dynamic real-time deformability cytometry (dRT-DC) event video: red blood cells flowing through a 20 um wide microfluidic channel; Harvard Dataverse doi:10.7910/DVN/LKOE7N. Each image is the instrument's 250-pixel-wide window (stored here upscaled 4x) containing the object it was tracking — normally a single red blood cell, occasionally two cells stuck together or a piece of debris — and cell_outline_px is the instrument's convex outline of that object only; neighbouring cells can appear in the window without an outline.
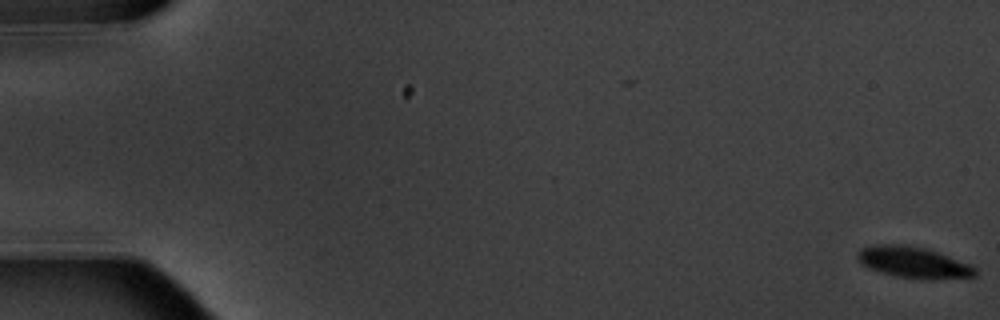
{"species": "common noctule bat (a hibernating species)", "species_latin": "Nyctalus noctula", "temperature_condition": "warm", "stored_images_in_passage": 7, "segment_of_instrument_passage": [1, 2], "camera_frame_rate_fps": 3000, "um_per_image_px": 0.085, "animal": {"sex": "male", "body_mass_g": 20.1, "forearm_length_mm": 53.5}, "frame": {"image": 1, "passage_image": 1, "time_ms": 0.0, "image_size_px": [1000, 320], "cell_outline_px": [[976, 276], [896, 276], [880, 272], [868, 268], [860, 264], [856, 256], [856, 252], [860, 248], [876, 244], [904, 244], [928, 248], [972, 264], [976, 268]], "centroid_in_image_um": [77.54, 22.22], "position_along_channel_um": 7.5, "area_um2": 20.75}}
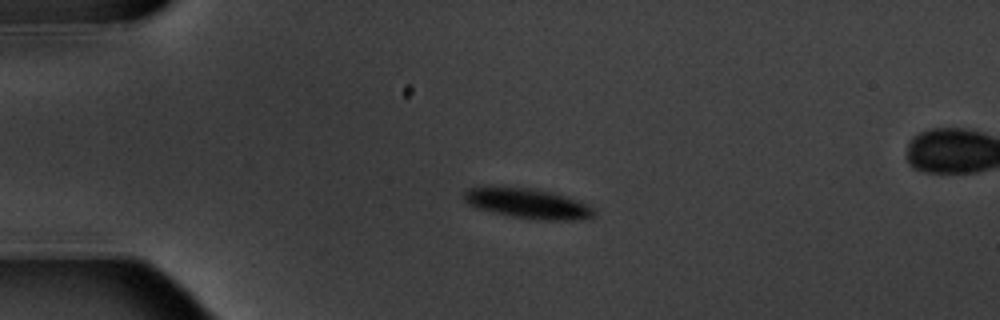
{"frame": {"image": 2, "passage_image": 5, "time_ms": 4.667, "image_size_px": [1000, 320], "cell_outline_px": [[596, 216], [580, 220], [536, 220], [508, 216], [476, 208], [468, 204], [464, 200], [464, 192], [468, 188], [528, 188], [548, 192], [564, 196], [576, 200], [596, 208]], "centroid_in_image_um": [44.91, 17.34], "position_along_channel_um": 40.1, "area_um2": 22.48}}